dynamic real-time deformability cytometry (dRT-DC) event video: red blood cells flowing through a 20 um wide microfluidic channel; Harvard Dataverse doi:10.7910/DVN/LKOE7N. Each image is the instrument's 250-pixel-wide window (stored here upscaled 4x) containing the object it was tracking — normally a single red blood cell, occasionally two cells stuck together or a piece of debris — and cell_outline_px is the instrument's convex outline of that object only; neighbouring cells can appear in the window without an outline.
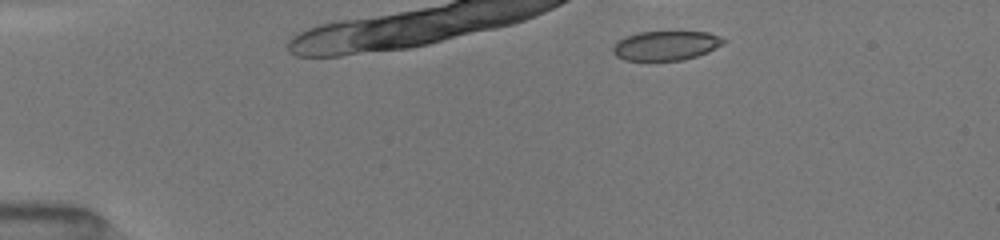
{"species": "common noctule bat (a hibernating species)", "species_latin": "Nyctalus noctula", "temperature_condition": "room temperature", "stored_images_in_passage": 6, "camera_frame_rate_fps": 3000, "um_per_image_px": 0.085, "animal": {"sex": "female", "body_mass_g": 19.5, "forearm_length_mm": 54.1}, "frame": {"image": 1, "passage_image": 1, "time_ms": 0.0, "image_size_px": [1000, 240], "cell_outline_px": [[728, 40], [724, 44], [708, 52], [696, 56], [680, 60], [624, 60], [616, 56], [612, 52], [612, 48], [616, 40], [624, 36], [636, 32], [708, 32], [720, 36]], "centroid_in_image_um": [56.58, 3.86], "position_along_channel_um": 28.4, "area_um2": 19.13}}